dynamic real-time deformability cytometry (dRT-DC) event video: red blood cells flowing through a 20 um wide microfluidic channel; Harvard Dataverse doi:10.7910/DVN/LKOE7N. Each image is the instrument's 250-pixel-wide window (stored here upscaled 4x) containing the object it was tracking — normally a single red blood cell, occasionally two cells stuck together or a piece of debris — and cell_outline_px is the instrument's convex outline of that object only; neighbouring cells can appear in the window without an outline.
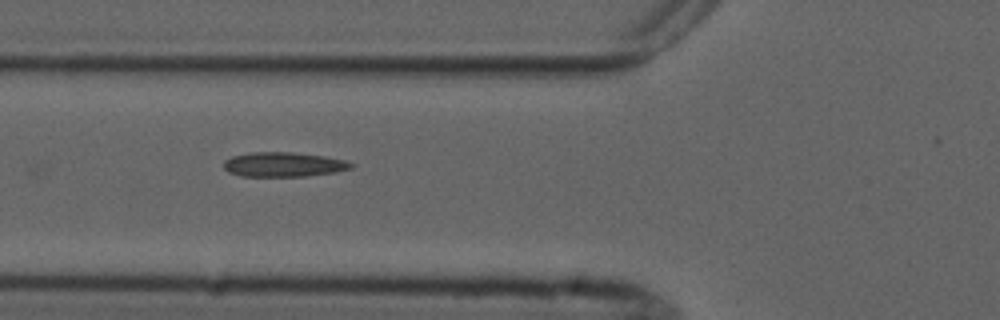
{"species": "common noctule bat (a hibernating species)", "species_latin": "Nyctalus noctula", "temperature_condition": "cold", "stored_images_in_passage": 5, "camera_frame_rate_fps": 3000, "um_per_image_px": 0.085, "animal": {"sex": "male", "forearm_length_mm": 52.5}, "frame": {"image": 1, "passage_image": 2, "time_ms": 2.0, "image_size_px": [1000, 320], "cell_outline_px": [[356, 164], [352, 168], [336, 172], [304, 176], [240, 176], [228, 172], [224, 168], [224, 160], [232, 156], [252, 152], [292, 152], [324, 156], [344, 160]], "centroid_in_image_um": [24.1, 13.98], "position_along_channel_um": 101.7, "area_um2": 18.26}}
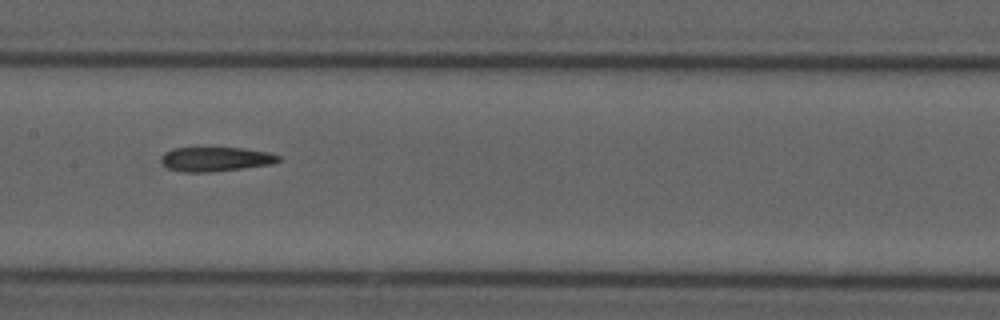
{"frame": {"image": 2, "passage_image": 4, "time_ms": 4.333, "image_size_px": [1000, 320], "cell_outline_px": [[284, 160], [272, 164], [212, 172], [180, 172], [168, 168], [160, 160], [160, 156], [164, 152], [172, 148], [240, 148], [268, 152], [280, 156]], "centroid_in_image_um": [18.32, 13.53], "position_along_channel_um": 189.1, "area_um2": 16.76}}
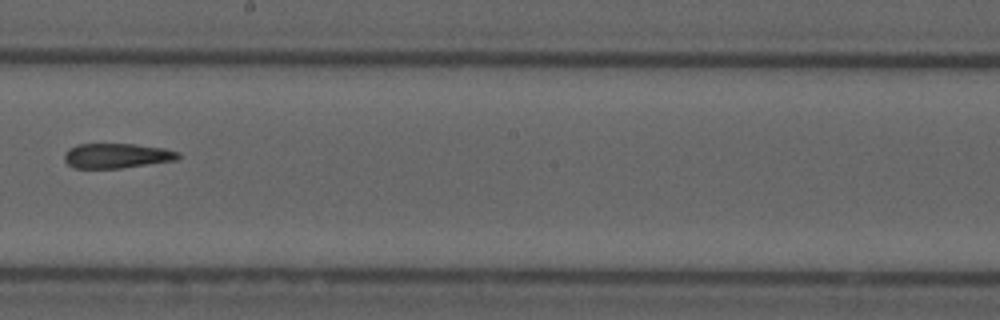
{"frame": {"image": 3, "passage_image": 5, "time_ms": 5.667, "image_size_px": [1000, 320], "cell_outline_px": [[180, 156], [176, 160], [120, 168], [72, 168], [64, 160], [64, 152], [68, 148], [76, 144], [136, 144], [164, 148], [180, 152]], "centroid_in_image_um": [9.89, 13.23], "position_along_channel_um": 238.3, "area_um2": 16.59}}